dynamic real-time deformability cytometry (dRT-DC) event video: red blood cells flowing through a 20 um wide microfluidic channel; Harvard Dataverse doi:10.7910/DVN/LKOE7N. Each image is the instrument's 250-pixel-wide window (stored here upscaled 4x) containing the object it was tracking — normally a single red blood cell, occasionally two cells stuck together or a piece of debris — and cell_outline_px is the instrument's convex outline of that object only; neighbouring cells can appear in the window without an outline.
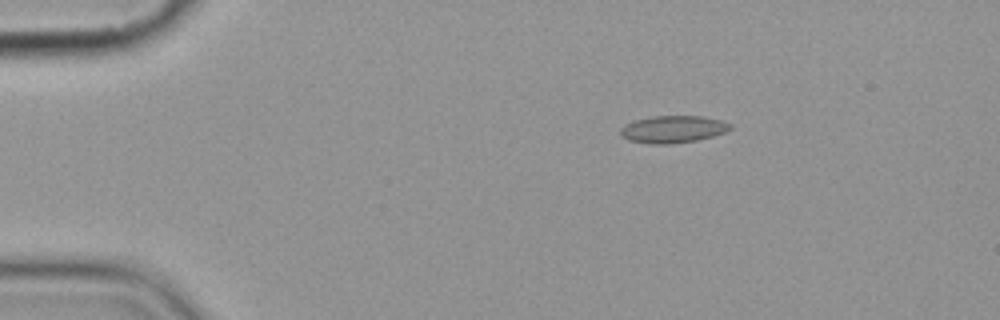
{"species": "common noctule bat (a hibernating species)", "species_latin": "Nyctalus noctula", "temperature_condition": "cold", "stored_images_in_passage": 3, "camera_frame_rate_fps": 3000, "um_per_image_px": 0.085, "animal": {"sex": "female", "body_mass_g": 19.9}, "frame": {"image": 1, "passage_image": 1, "time_ms": 0.0, "image_size_px": [1000, 320], "cell_outline_px": [[732, 128], [724, 132], [712, 136], [696, 140], [668, 144], [652, 144], [628, 140], [620, 136], [620, 128], [624, 124], [636, 120], [652, 116], [704, 116], [720, 120], [732, 124]], "centroid_in_image_um": [57.17, 10.98], "position_along_channel_um": 27.8, "area_um2": 17.4}}